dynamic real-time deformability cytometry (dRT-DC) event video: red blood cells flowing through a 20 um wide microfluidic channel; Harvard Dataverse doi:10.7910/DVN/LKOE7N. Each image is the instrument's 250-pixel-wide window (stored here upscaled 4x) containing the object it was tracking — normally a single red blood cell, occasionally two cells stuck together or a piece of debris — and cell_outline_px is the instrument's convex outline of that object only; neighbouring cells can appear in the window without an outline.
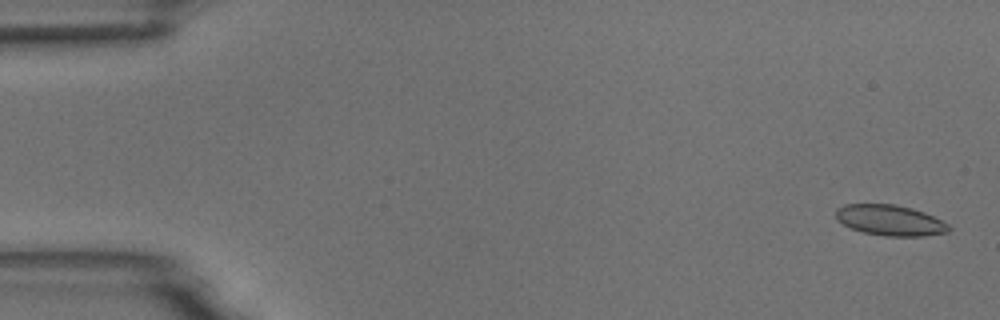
{"species": "common noctule bat (a hibernating species)", "species_latin": "Nyctalus noctula", "temperature_condition": "room temperature", "stored_images_in_passage": 47, "camera_frame_rate_fps": 3000, "um_per_image_px": 0.085, "animal": {"sex": "male", "body_mass_g": 18.8}, "frame": {"image": 1, "passage_image": 2, "time_ms": 0.333, "image_size_px": [1000, 320], "cell_outline_px": [[952, 228], [948, 232], [924, 236], [884, 236], [864, 232], [852, 228], [836, 220], [836, 208], [844, 204], [896, 204], [912, 208], [924, 212], [948, 224]], "centroid_in_image_um": [75.65, 18.72], "position_along_channel_um": 9.3, "area_um2": 20.17}}
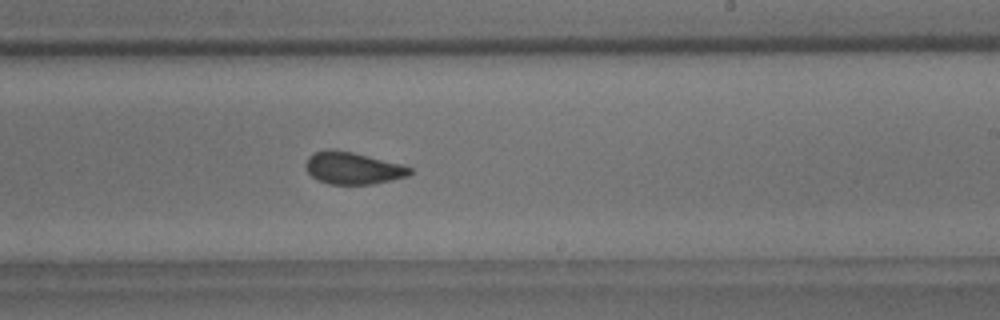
{"frame": {"image": 2, "passage_image": 33, "time_ms": 10.667, "image_size_px": [1000, 320], "cell_outline_px": [[412, 172], [408, 176], [392, 180], [372, 184], [328, 184], [312, 176], [308, 172], [304, 164], [308, 156], [312, 152], [328, 148], [352, 152], [400, 164], [412, 168]], "centroid_in_image_um": [29.95, 14.28], "position_along_channel_um": 259.0, "area_um2": 19.48}}
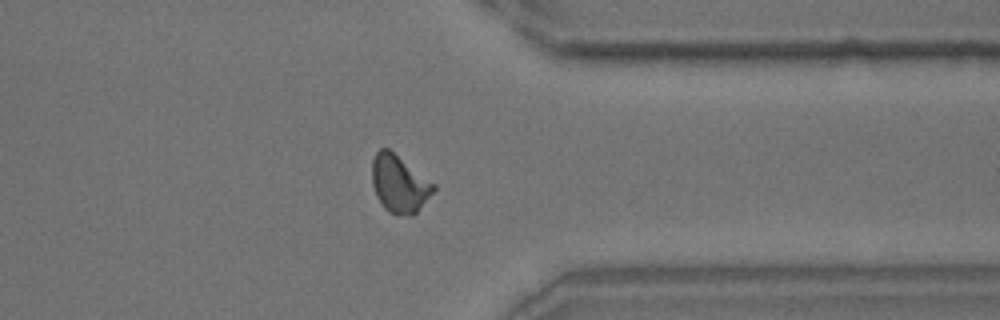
{"frame": {"image": 3, "passage_image": 43, "time_ms": 14.0, "image_size_px": [1000, 320], "cell_outline_px": [[436, 188], [420, 208], [412, 216], [408, 216], [388, 212], [384, 208], [376, 196], [372, 184], [372, 160], [376, 152], [380, 148], [388, 148], [436, 184]], "centroid_in_image_um": [33.93, 15.62], "position_along_channel_um": 377.5, "area_um2": 20.58}}